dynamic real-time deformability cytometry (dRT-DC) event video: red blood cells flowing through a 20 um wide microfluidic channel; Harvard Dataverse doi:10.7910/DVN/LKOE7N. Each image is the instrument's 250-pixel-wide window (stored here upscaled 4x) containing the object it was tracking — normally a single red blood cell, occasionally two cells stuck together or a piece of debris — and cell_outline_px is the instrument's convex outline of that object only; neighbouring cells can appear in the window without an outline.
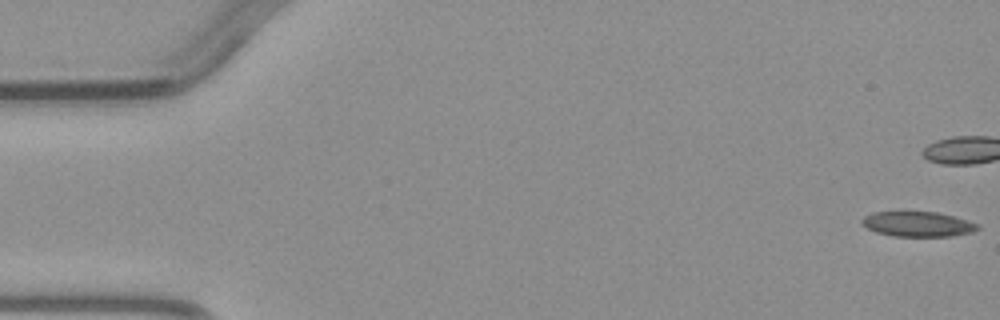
{"species": "common noctule bat (a hibernating species)", "species_latin": "Nyctalus noctula", "temperature_condition": "warm", "stored_images_in_passage": 4, "camera_frame_rate_fps": 3000, "um_per_image_px": 0.085, "animal": {"sex": "male", "body_mass_g": 23.1, "forearm_length_mm": 52.7}, "frame": {"image": 1, "passage_image": 1, "time_ms": 0.0, "image_size_px": [1000, 320], "cell_outline_px": [[980, 228], [972, 232], [952, 236], [892, 236], [876, 232], [868, 228], [860, 220], [864, 216], [872, 212], [936, 212], [968, 220], [980, 224]], "centroid_in_image_um": [78.03, 19.05], "position_along_channel_um": 7.0, "area_um2": 16.82}}
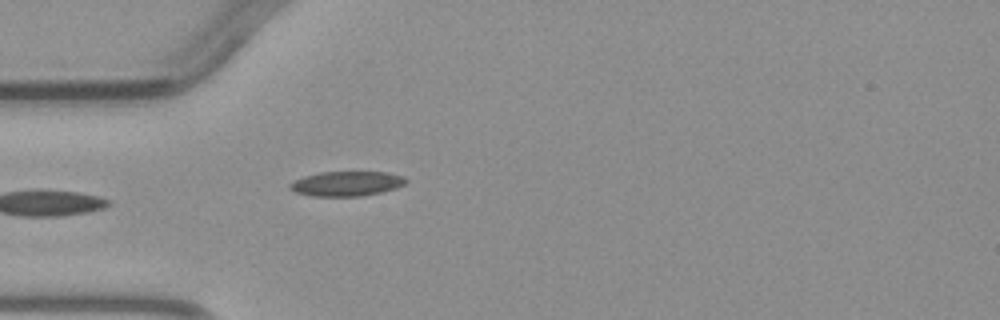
{"frame": {"image": 2, "passage_image": 4, "time_ms": 5.0, "image_size_px": [1000, 320], "cell_outline_px": [[408, 180], [404, 184], [396, 188], [380, 192], [360, 196], [312, 196], [296, 192], [288, 188], [288, 184], [304, 176], [320, 172], [388, 172], [404, 176]], "centroid_in_image_um": [29.47, 15.6], "position_along_channel_um": 55.5, "area_um2": 16.7}}